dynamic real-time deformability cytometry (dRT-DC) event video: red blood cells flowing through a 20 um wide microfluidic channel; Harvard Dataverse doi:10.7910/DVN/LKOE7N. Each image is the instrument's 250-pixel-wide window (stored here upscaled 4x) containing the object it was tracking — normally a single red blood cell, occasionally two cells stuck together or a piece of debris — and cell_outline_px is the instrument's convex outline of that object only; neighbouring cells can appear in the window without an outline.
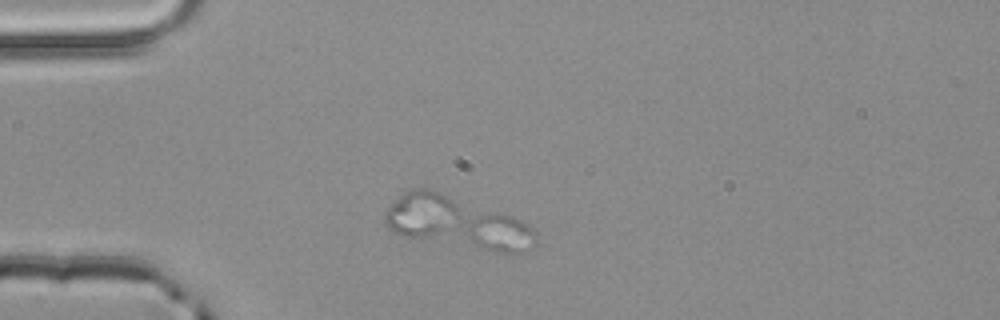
{"species": "common noctule bat (a hibernating species)", "species_latin": "Nyctalus noctula", "temperature_condition": "room temperature", "stored_images_in_passage": 2, "camera_frame_rate_fps": 3000, "um_per_image_px": 0.085, "animal": {"sex": "male", "body_mass_g": 20.4}, "frame": {"image": 1, "passage_image": 1, "time_ms": 0.0, "image_size_px": [1000, 320], "cell_outline_px": [[536, 244], [532, 248], [524, 252], [500, 252], [404, 236], [392, 232], [388, 228], [384, 220], [384, 212], [404, 192], [420, 188], [428, 188], [520, 220], [532, 228], [536, 232]], "centroid_in_image_um": [38.82, 18.93], "position_along_channel_um": 46.2, "area_um2": 44.22}}